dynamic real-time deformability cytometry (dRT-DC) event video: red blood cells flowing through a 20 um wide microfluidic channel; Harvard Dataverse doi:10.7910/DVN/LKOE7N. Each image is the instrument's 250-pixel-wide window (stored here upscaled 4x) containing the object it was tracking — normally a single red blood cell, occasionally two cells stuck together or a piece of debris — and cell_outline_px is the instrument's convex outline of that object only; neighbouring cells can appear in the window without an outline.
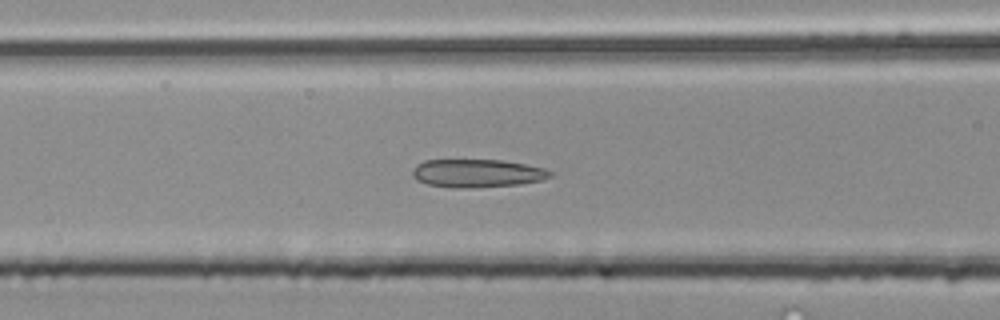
{"species": "common noctule bat (a hibernating species)", "species_latin": "Nyctalus noctula", "temperature_condition": "room temperature", "stored_images_in_passage": 49, "camera_frame_rate_fps": 3000, "um_per_image_px": 0.085, "animal": {"sex": "male", "body_mass_g": 20.4}, "frame": {"image": 1, "passage_image": 20, "time_ms": 6.333, "image_size_px": [1000, 320], "cell_outline_px": [[556, 172], [552, 176], [540, 180], [520, 184], [468, 188], [456, 188], [428, 184], [416, 180], [412, 176], [412, 172], [424, 160], [500, 160], [524, 164], [544, 168]], "centroid_in_image_um": [40.6, 14.73], "position_along_channel_um": 126.0, "area_um2": 22.43}}
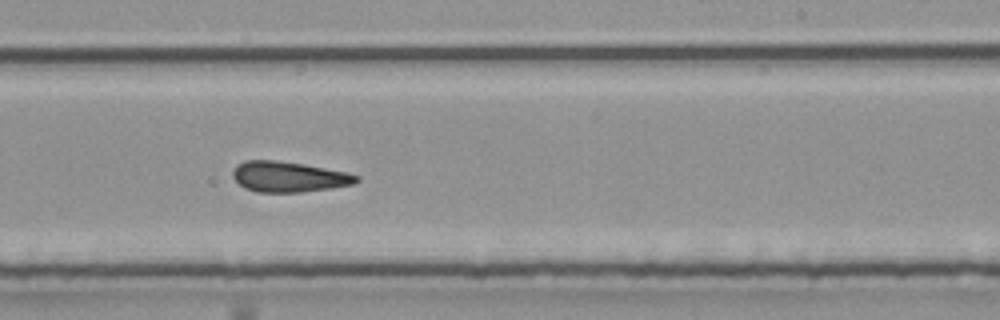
{"frame": {"image": 2, "passage_image": 30, "time_ms": 9.667, "image_size_px": [1000, 320], "cell_outline_px": [[360, 180], [352, 184], [328, 188], [300, 192], [256, 192], [244, 188], [232, 176], [232, 172], [236, 164], [244, 160], [276, 160], [304, 164], [348, 172], [360, 176]], "centroid_in_image_um": [24.52, 15.01], "position_along_channel_um": 264.5, "area_um2": 22.02}}
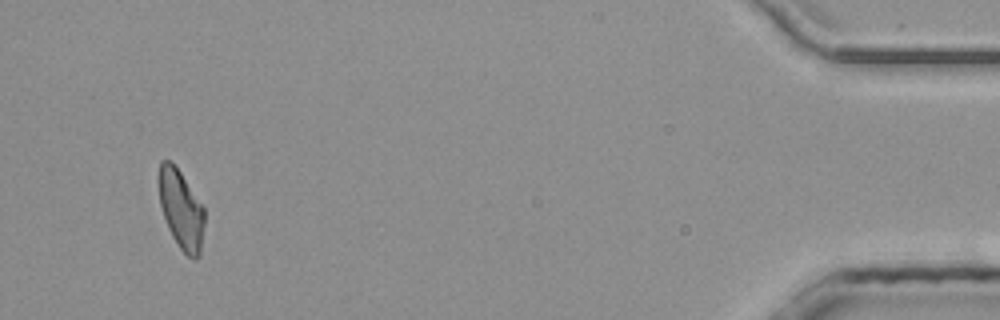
{"frame": {"image": 3, "passage_image": 47, "time_ms": 15.333, "image_size_px": [1000, 320], "cell_outline_px": [[204, 224], [200, 256], [196, 260], [192, 260], [180, 248], [172, 236], [168, 228], [160, 204], [156, 180], [156, 176], [160, 160], [168, 160], [180, 172], [204, 208]], "centroid_in_image_um": [15.36, 17.8], "position_along_channel_um": 419.8, "area_um2": 21.21}, "authors_computed_cell_mechanics": {"area_um2": 22.253, "velocity_mm_per_s": 4.1632, "shape_relaxation_time_tau1_ms": null, "shape_relaxation_time_tau2_ms": 5.574, "deformation_change_tau1": null, "deformation_change_tau2": 0.1549}}